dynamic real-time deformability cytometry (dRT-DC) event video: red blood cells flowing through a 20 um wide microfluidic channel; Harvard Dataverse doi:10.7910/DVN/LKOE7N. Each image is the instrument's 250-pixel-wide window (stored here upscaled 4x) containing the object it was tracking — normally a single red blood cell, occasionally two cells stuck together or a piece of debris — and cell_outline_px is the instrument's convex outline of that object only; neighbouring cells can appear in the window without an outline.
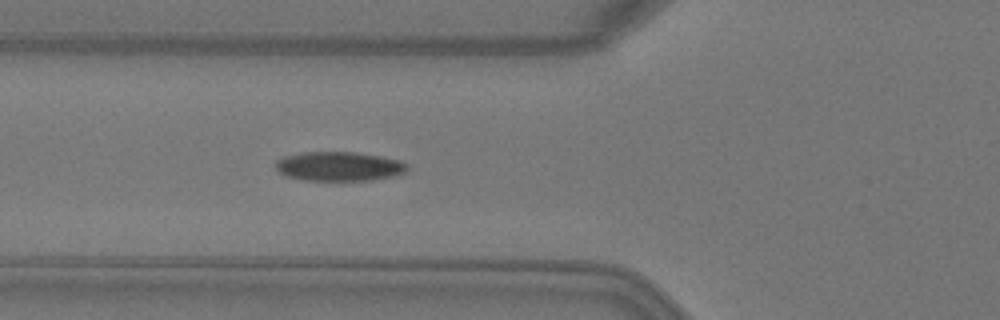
{"species": "Egyptian fruit bat (a non-hibernating species)", "species_latin": "Rousettus aegyptiacus", "temperature_condition": "warm", "stored_images_in_passage": 5, "camera_frame_rate_fps": 3000, "um_per_image_px": 0.085, "animal": {"sex": "female"}, "frame": {"image": 1, "passage_image": 5, "time_ms": 1.333, "image_size_px": [1000, 320], "cell_outline_px": [[408, 168], [404, 172], [396, 176], [372, 180], [300, 180], [288, 176], [280, 172], [276, 168], [276, 160], [284, 156], [304, 152], [356, 152], [380, 156], [400, 160], [408, 164]], "centroid_in_image_um": [28.84, 14.14], "position_along_channel_um": 97.0, "area_um2": 22.48}}